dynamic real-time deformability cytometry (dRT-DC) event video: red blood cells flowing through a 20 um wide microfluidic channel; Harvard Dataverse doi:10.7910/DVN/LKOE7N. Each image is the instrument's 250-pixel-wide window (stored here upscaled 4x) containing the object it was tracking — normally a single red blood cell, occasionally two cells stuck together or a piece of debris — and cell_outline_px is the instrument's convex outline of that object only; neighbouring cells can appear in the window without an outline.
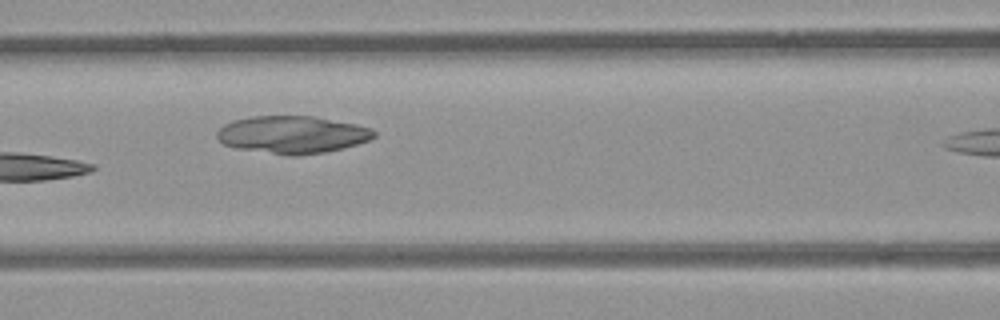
{"species": "common noctule bat (a hibernating species)", "species_latin": "Nyctalus noctula", "temperature_condition": "room temperature", "stored_images_in_passage": 7, "camera_frame_rate_fps": 3000, "um_per_image_px": 0.085, "animal": {"sex": "female", "body_mass_g": 21.9}, "frame": {"image": 1, "passage_image": 6, "time_ms": 6.667, "image_size_px": [1000, 320], "cell_outline_px": [[376, 136], [368, 140], [344, 148], [324, 152], [272, 152], [236, 148], [224, 144], [216, 136], [216, 132], [224, 124], [232, 120], [252, 116], [312, 116], [356, 124], [372, 128], [376, 132]], "centroid_in_image_um": [24.85, 11.39], "position_along_channel_um": 141.8, "area_um2": 33.23}}